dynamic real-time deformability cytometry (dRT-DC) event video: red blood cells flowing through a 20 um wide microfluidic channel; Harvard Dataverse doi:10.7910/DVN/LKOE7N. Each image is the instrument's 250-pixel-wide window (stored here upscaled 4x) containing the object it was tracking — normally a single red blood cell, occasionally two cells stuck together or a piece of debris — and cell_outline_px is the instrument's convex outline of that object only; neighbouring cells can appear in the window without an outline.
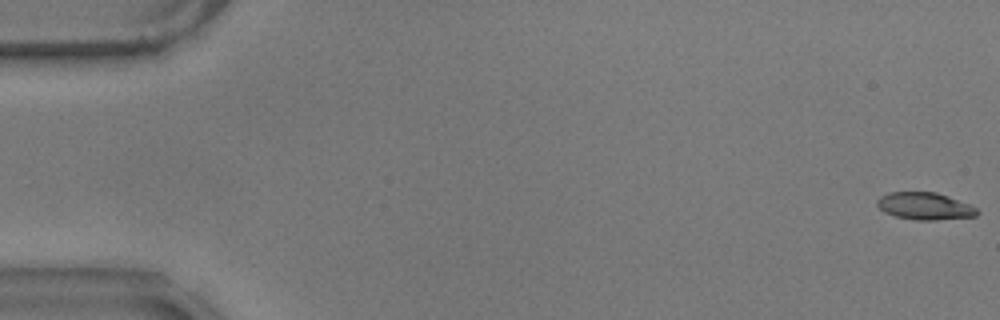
{"species": "common noctule bat (a hibernating species)", "species_latin": "Nyctalus noctula", "temperature_condition": "warm", "stored_images_in_passage": 53, "camera_frame_rate_fps": 3000, "um_per_image_px": 0.085, "animal": {"sex": "male", "body_mass_g": 17.9}, "frame": {"image": 1, "passage_image": 1, "time_ms": 0.0, "image_size_px": [1000, 320], "cell_outline_px": [[980, 212], [976, 216], [936, 220], [916, 220], [896, 216], [884, 212], [876, 204], [876, 200], [880, 196], [888, 192], [936, 192], [948, 196], [968, 204], [976, 208]], "centroid_in_image_um": [78.59, 17.52], "position_along_channel_um": 6.4, "area_um2": 15.84}}
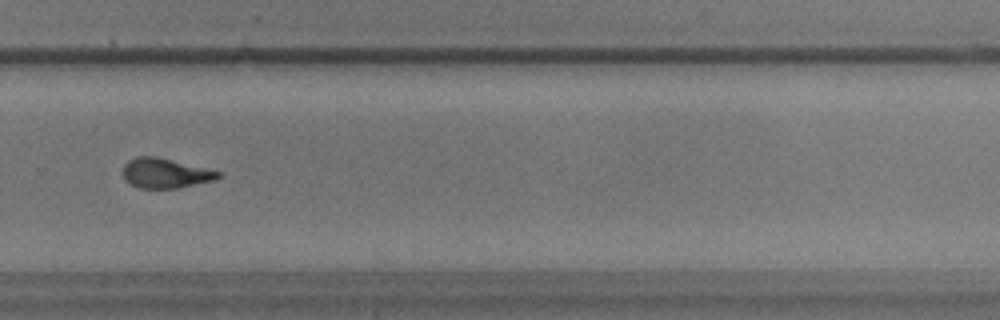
{"frame": {"image": 2, "passage_image": 40, "time_ms": 13.0, "image_size_px": [1000, 320], "cell_outline_px": [[224, 176], [216, 180], [176, 188], [140, 188], [124, 180], [120, 172], [124, 164], [128, 160], [136, 156], [156, 156], [224, 172]], "centroid_in_image_um": [14.06, 14.71], "position_along_channel_um": 315.7, "area_um2": 16.94}}
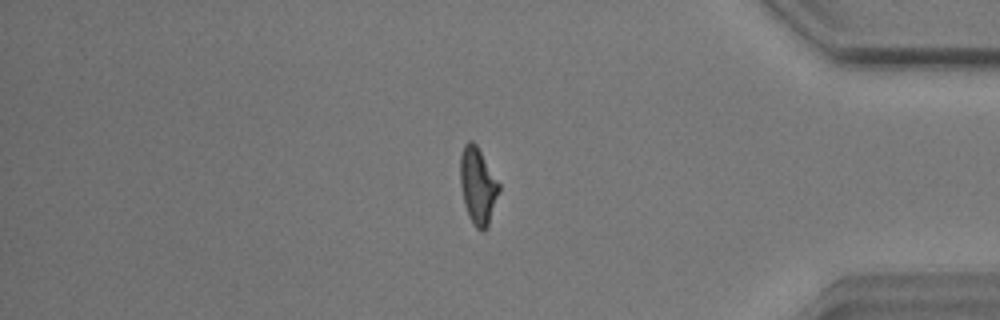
{"frame": {"image": 3, "passage_image": 49, "time_ms": 16.0, "image_size_px": [1000, 320], "cell_outline_px": [[500, 188], [488, 228], [484, 232], [480, 232], [472, 224], [468, 216], [464, 204], [460, 184], [460, 156], [464, 144], [468, 140], [472, 140], [476, 144], [500, 184]], "centroid_in_image_um": [40.61, 15.83], "position_along_channel_um": 394.6, "area_um2": 17.57}}